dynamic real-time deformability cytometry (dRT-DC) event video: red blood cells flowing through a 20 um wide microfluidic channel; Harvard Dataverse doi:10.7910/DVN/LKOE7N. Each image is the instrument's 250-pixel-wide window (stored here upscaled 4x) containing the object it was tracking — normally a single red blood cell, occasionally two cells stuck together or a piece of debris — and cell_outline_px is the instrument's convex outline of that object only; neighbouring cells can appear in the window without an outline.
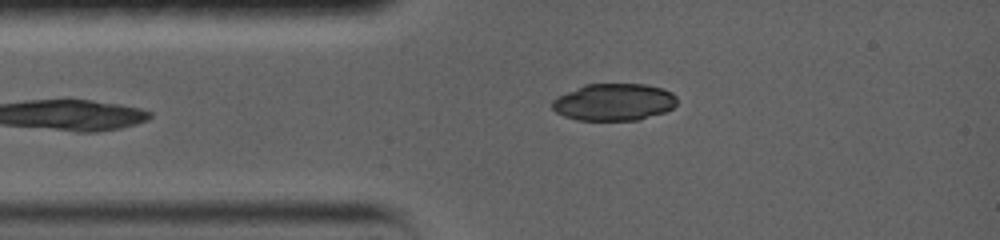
{"species": "common noctule bat (a hibernating species)", "species_latin": "Nyctalus noctula", "temperature_condition": "warm", "stored_images_in_passage": 29, "camera_frame_rate_fps": 5000, "um_per_image_px": 0.085, "animal": {"sex": "female", "body_mass_g": 19.0, "forearm_length_mm": 56.7}, "frame": {"image": 1, "passage_image": 1, "time_ms": 0.0, "image_size_px": [1000, 240], "cell_outline_px": [[676, 104], [672, 108], [664, 112], [640, 120], [576, 120], [564, 116], [556, 112], [552, 108], [552, 100], [556, 96], [584, 84], [648, 84], [664, 88], [672, 92], [676, 96]], "centroid_in_image_um": [52.18, 8.67], "position_along_channel_um": 32.8, "area_um2": 27.28}}
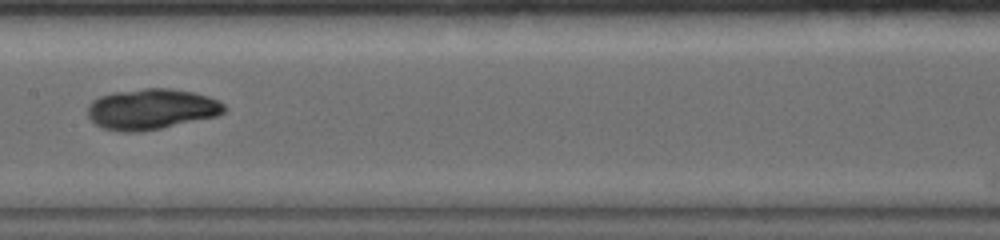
{"frame": {"image": 2, "passage_image": 11, "time_ms": 4.6, "image_size_px": [1000, 240], "cell_outline_px": [[228, 108], [224, 112], [216, 116], [160, 128], [140, 132], [120, 132], [100, 128], [88, 116], [88, 104], [92, 100], [100, 96], [112, 92], [144, 88], [172, 88], [192, 92], [208, 96], [220, 100]], "centroid_in_image_um": [12.86, 9.27], "position_along_channel_um": 194.5, "area_um2": 32.6}}
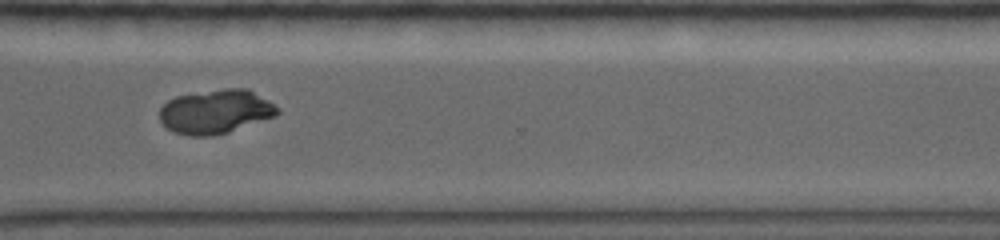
{"frame": {"image": 3, "passage_image": 20, "time_ms": 8.8, "image_size_px": [1000, 240], "cell_outline_px": [[280, 112], [276, 116], [228, 132], [212, 136], [188, 136], [172, 132], [160, 120], [160, 108], [168, 100], [176, 96], [224, 88], [248, 88], [268, 100], [280, 108]], "centroid_in_image_um": [18.34, 9.49], "position_along_channel_um": 352.3, "area_um2": 30.35}}